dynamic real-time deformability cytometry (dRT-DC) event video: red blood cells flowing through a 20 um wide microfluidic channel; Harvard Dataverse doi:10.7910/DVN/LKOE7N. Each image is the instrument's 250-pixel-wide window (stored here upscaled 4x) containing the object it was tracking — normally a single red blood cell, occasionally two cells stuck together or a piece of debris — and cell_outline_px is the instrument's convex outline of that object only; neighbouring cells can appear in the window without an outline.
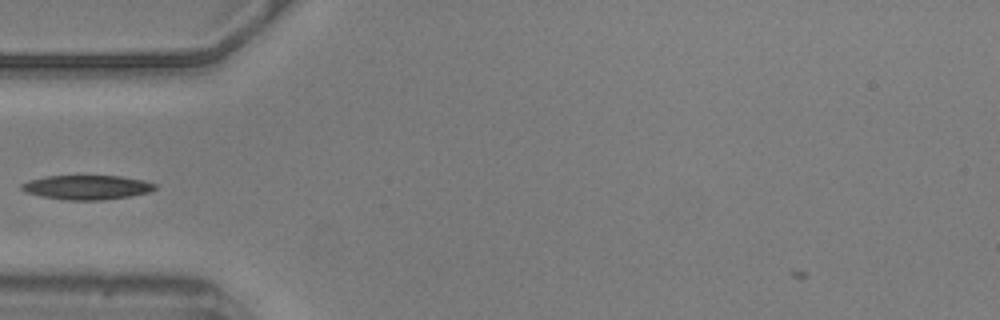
{"species": "common noctule bat (a hibernating species)", "species_latin": "Nyctalus noctula", "temperature_condition": "warm", "stored_images_in_passage": 23, "camera_frame_rate_fps": 3000, "um_per_image_px": 0.085, "animal": {"sex": "male", "body_mass_g": 20.5, "forearm_length_mm": 52.5}, "frame": {"image": 1, "passage_image": 1, "time_ms": 0.0, "image_size_px": [1000, 320], "cell_outline_px": [[156, 188], [148, 192], [132, 196], [100, 200], [64, 200], [24, 192], [20, 188], [20, 184], [28, 180], [48, 176], [120, 176], [144, 180], [156, 184]], "centroid_in_image_um": [7.38, 15.92], "position_along_channel_um": 77.6, "area_um2": 18.9}}
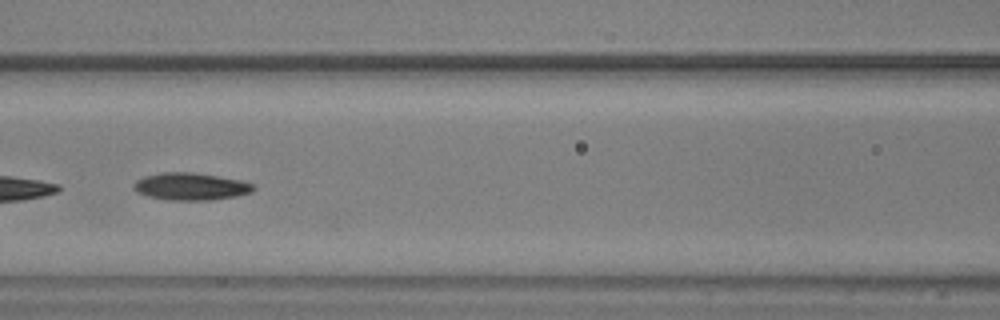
{"frame": {"image": 2, "passage_image": 7, "time_ms": 2.0, "image_size_px": [1000, 320], "cell_outline_px": [[256, 188], [252, 192], [236, 196], [212, 200], [168, 200], [148, 196], [136, 192], [132, 188], [132, 184], [136, 180], [144, 176], [160, 172], [192, 172], [240, 180], [252, 184]], "centroid_in_image_um": [16.17, 15.85], "position_along_channel_um": 150.4, "area_um2": 19.13}}